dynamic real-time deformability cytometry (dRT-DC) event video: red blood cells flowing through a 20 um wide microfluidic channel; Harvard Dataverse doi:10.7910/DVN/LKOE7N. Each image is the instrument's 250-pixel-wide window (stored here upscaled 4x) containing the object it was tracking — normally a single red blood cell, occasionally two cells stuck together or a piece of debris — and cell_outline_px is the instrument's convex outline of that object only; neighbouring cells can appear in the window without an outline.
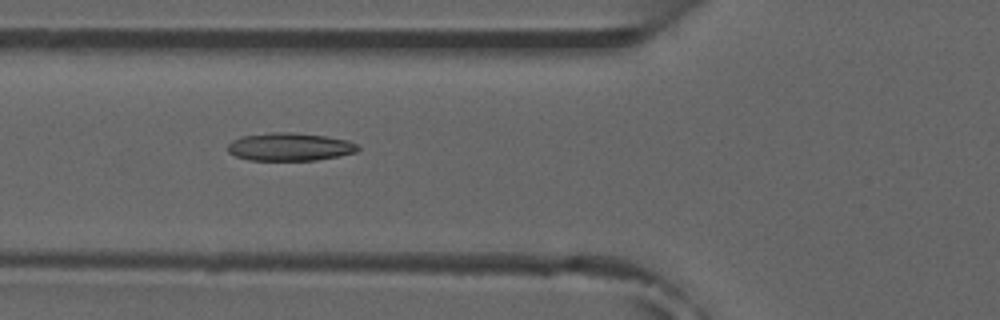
{"species": "common noctule bat (a hibernating species)", "species_latin": "Nyctalus noctula", "temperature_condition": "room temperature", "stored_images_in_passage": 3, "camera_frame_rate_fps": 3000, "um_per_image_px": 0.085, "animal": {"sex": "male", "forearm_length_mm": 52.5}, "frame": {"image": 1, "passage_image": 2, "time_ms": 1.0, "image_size_px": [1000, 320], "cell_outline_px": [[360, 148], [356, 152], [340, 156], [316, 160], [248, 160], [236, 156], [228, 152], [228, 144], [232, 140], [240, 136], [268, 132], [292, 132], [324, 136], [348, 140], [356, 144]], "centroid_in_image_um": [24.61, 12.47], "position_along_channel_um": 101.2, "area_um2": 21.33}}
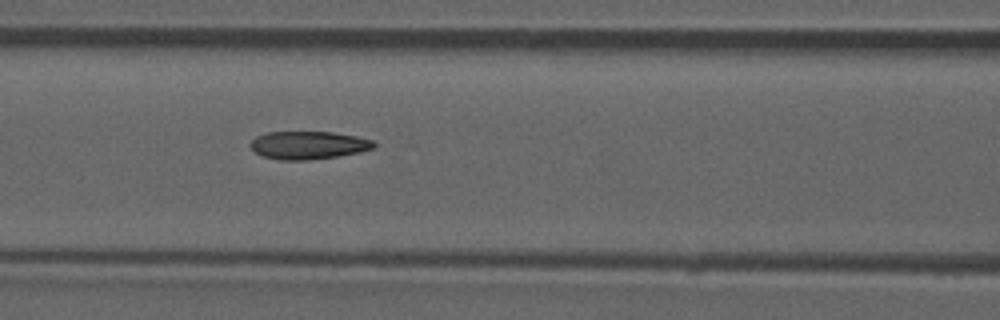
{"frame": {"image": 2, "passage_image": 3, "time_ms": 2.0, "image_size_px": [1000, 320], "cell_outline_px": [[376, 148], [360, 152], [336, 156], [308, 160], [280, 160], [260, 156], [248, 144], [256, 136], [268, 132], [332, 132], [356, 136], [372, 140], [376, 144]], "centroid_in_image_um": [26.2, 12.34], "position_along_channel_um": 140.4, "area_um2": 20.17}}